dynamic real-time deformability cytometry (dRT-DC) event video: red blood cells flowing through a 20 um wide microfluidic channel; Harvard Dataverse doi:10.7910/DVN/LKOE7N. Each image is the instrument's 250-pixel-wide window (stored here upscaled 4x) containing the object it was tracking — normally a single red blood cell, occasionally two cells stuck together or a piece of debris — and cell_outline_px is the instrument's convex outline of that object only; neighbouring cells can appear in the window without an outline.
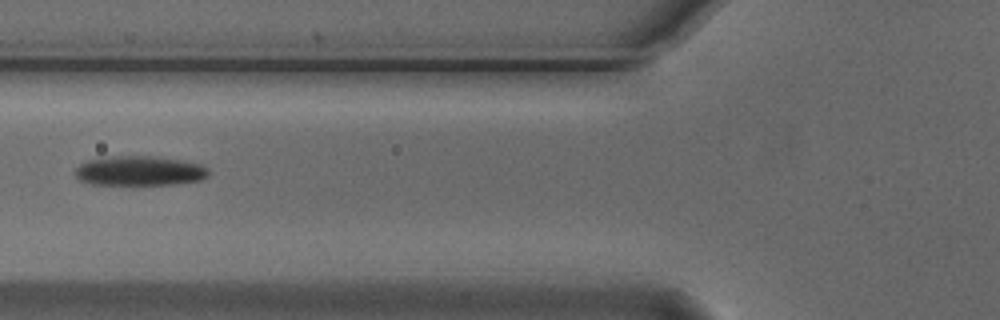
{"species": "Egyptian fruit bat (a non-hibernating species)", "species_latin": "Rousettus aegyptiacus", "temperature_condition": "cold", "stored_images_in_passage": 3, "camera_frame_rate_fps": 3000, "um_per_image_px": 0.085, "animal": {"sex": "male"}, "frame": {"image": 1, "passage_image": 2, "time_ms": 0.333, "image_size_px": [1000, 320], "cell_outline_px": [[208, 176], [200, 180], [172, 184], [92, 184], [80, 180], [76, 176], [76, 168], [80, 164], [88, 160], [112, 156], [152, 156], [180, 160], [200, 164], [208, 168]], "centroid_in_image_um": [11.86, 14.52], "position_along_channel_um": 113.9, "area_um2": 22.77}}
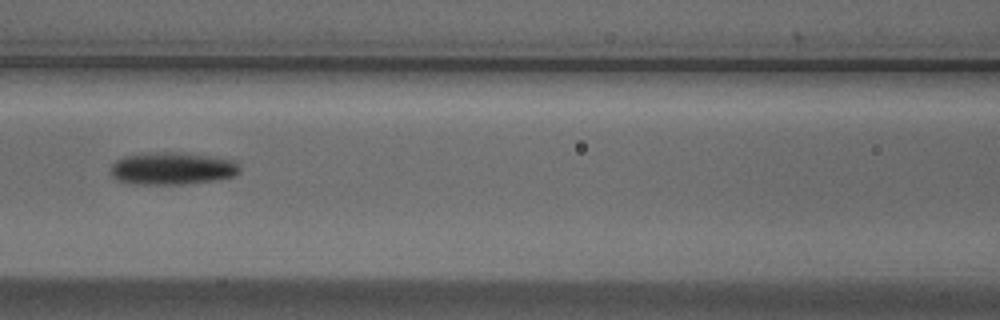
{"frame": {"image": 2, "passage_image": 3, "time_ms": 0.667, "image_size_px": [1000, 320], "cell_outline_px": [[240, 172], [236, 176], [212, 180], [184, 184], [124, 184], [116, 180], [112, 176], [112, 164], [116, 160], [124, 156], [148, 152], [180, 152], [236, 160], [240, 164]], "centroid_in_image_um": [14.63, 14.32], "position_along_channel_um": 152.0, "area_um2": 24.68}}